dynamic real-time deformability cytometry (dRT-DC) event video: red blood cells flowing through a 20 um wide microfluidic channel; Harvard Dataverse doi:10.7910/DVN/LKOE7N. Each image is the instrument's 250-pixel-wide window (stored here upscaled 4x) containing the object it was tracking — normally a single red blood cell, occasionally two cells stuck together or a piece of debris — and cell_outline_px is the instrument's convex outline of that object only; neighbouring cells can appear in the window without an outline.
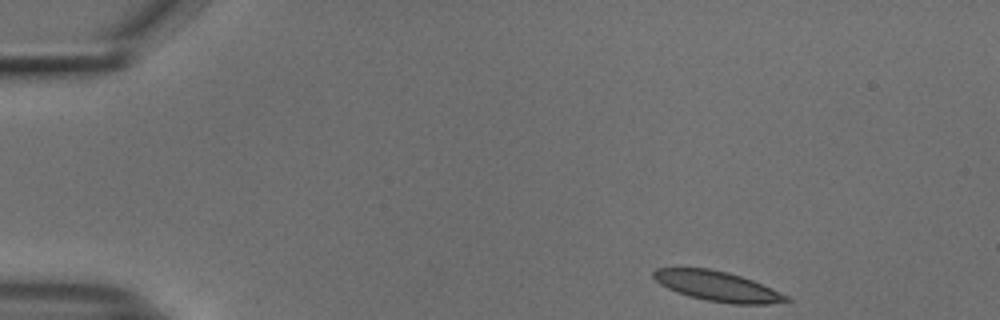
{"species": "common noctule bat (a hibernating species)", "species_latin": "Nyctalus noctula", "temperature_condition": "cold", "stored_images_in_passage": 47, "camera_frame_rate_fps": 3000, "um_per_image_px": 0.085, "animal": {"sex": "male", "body_mass_g": 18.8}, "frame": {"image": 1, "passage_image": 1, "time_ms": 0.0, "image_size_px": [1000, 320], "cell_outline_px": [[792, 300], [768, 304], [732, 304], [708, 300], [688, 296], [676, 292], [660, 284], [652, 276], [652, 272], [656, 268], [708, 268], [728, 272], [752, 280], [788, 296]], "centroid_in_image_um": [60.95, 24.33], "position_along_channel_um": 24.1, "area_um2": 22.95}}
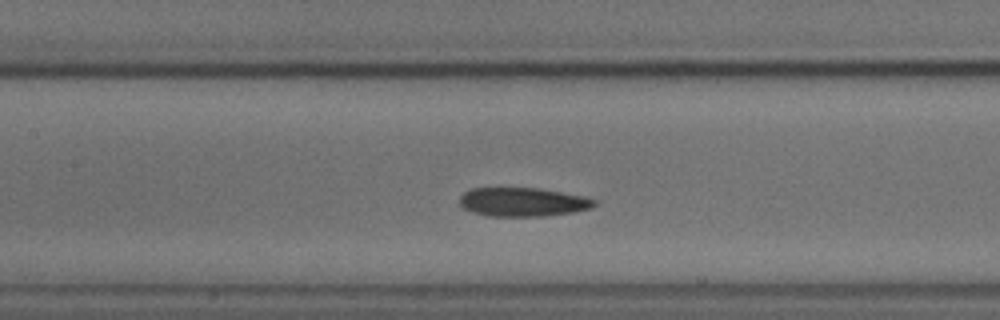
{"frame": {"image": 2, "passage_image": 19, "time_ms": 6.0, "image_size_px": [1000, 320], "cell_outline_px": [[596, 204], [592, 208], [576, 212], [544, 216], [488, 216], [472, 212], [464, 208], [460, 204], [460, 196], [464, 192], [472, 188], [540, 188], [584, 196], [596, 200]], "centroid_in_image_um": [44.46, 17.17], "position_along_channel_um": 162.9, "area_um2": 22.77}}
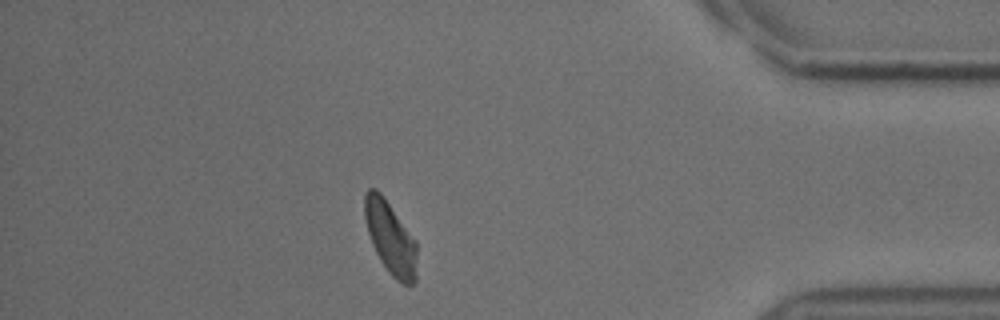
{"frame": {"image": 3, "passage_image": 41, "time_ms": 13.333, "image_size_px": [1000, 320], "cell_outline_px": [[416, 284], [404, 284], [396, 280], [388, 272], [380, 260], [372, 244], [368, 232], [364, 216], [364, 196], [368, 188], [376, 188], [384, 196], [416, 240]], "centroid_in_image_um": [33.18, 20.2], "position_along_channel_um": 402.0, "area_um2": 22.25}, "authors_computed_cell_mechanics": {"area_um2": 23.1778, "velocity_mm_per_s": 3.7434, "shape_relaxation_time_tau1_ms": 6.1984, "shape_relaxation_time_tau2_ms": 4.0821, "deformation_change_tau1": 0.1426, "deformation_change_tau2": 0.091}}